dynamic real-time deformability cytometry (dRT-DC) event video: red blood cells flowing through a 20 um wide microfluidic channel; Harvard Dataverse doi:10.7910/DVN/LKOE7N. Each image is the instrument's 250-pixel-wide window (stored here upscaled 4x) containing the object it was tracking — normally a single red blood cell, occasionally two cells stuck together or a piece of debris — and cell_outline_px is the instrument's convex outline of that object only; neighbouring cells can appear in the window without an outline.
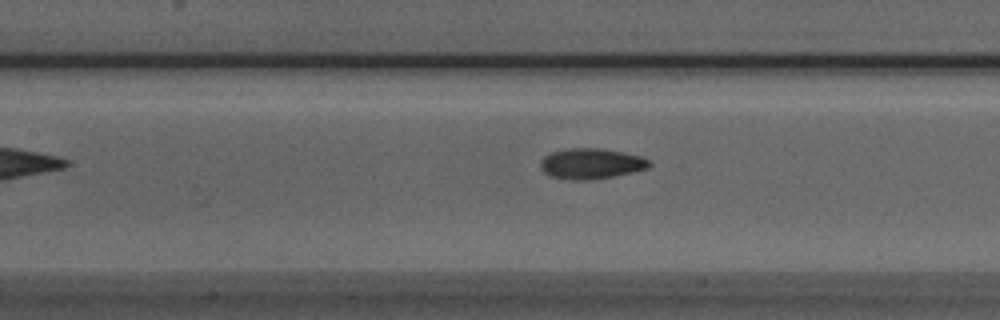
{"species": "Egyptian fruit bat (a non-hibernating species)", "species_latin": "Rousettus aegyptiacus", "temperature_condition": "room temperature", "stored_images_in_passage": 26, "camera_frame_rate_fps": 3000, "um_per_image_px": 0.085, "animal": {"sex": "male"}, "frame": {"image": 1, "passage_image": 8, "time_ms": 2.333, "image_size_px": [1000, 320], "cell_outline_px": [[652, 164], [648, 168], [632, 172], [612, 176], [584, 180], [572, 180], [548, 176], [540, 168], [540, 160], [544, 156], [552, 152], [572, 148], [604, 148], [644, 156], [652, 160]], "centroid_in_image_um": [50.28, 13.9], "position_along_channel_um": 157.1, "area_um2": 19.59}}
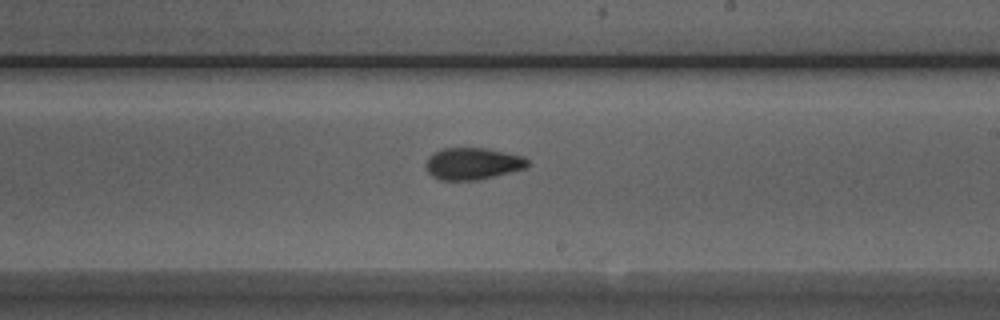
{"frame": {"image": 2, "passage_image": 15, "time_ms": 4.667, "image_size_px": [1000, 320], "cell_outline_px": [[528, 164], [524, 168], [476, 180], [440, 180], [432, 176], [424, 168], [424, 164], [428, 156], [432, 152], [444, 148], [488, 148], [524, 156], [528, 160]], "centroid_in_image_um": [40.11, 13.89], "position_along_channel_um": 248.9, "area_um2": 18.96}}
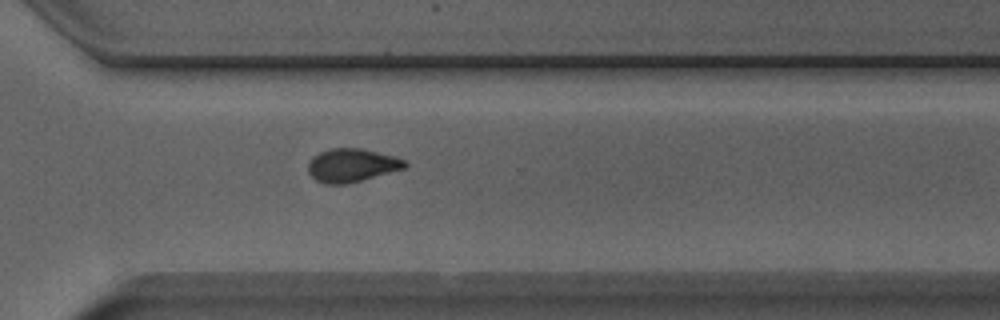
{"frame": {"image": 3, "passage_image": 22, "time_ms": 7.0, "image_size_px": [1000, 320], "cell_outline_px": [[408, 164], [404, 168], [360, 180], [344, 184], [324, 184], [316, 180], [308, 172], [308, 160], [320, 152], [332, 148], [360, 148], [396, 156], [404, 160]], "centroid_in_image_um": [29.87, 14.04], "position_along_channel_um": 340.7, "area_um2": 18.61}}